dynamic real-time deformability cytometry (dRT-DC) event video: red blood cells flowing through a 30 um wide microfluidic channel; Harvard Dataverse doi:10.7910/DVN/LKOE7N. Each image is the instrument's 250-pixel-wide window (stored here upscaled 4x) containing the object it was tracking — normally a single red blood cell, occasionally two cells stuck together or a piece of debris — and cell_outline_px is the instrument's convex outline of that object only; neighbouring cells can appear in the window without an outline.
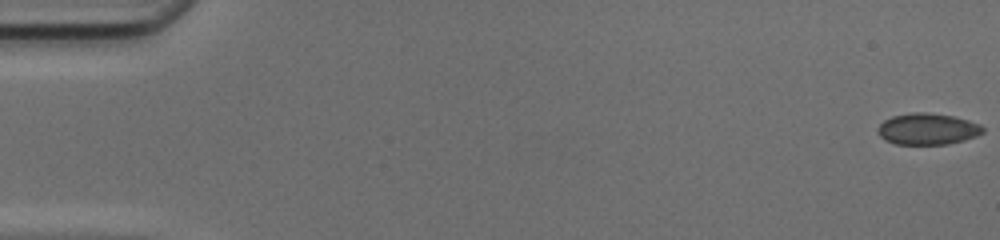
{"species": "common noctule bat (a hibernating species)", "species_latin": "Nyctalus noctula", "temperature_condition": "cold", "stored_images_in_passage": 50, "camera_frame_rate_fps": 3000, "um_per_image_px": 0.085, "animal": {"sex": "female", "body_mass_g": 17.0, "forearm_length_mm": 48.0}, "frame": {"image": 1, "passage_image": 1, "time_ms": 0.0, "image_size_px": [1000, 240], "cell_outline_px": [[984, 132], [976, 136], [964, 140], [948, 144], [896, 144], [884, 140], [876, 132], [876, 128], [884, 120], [892, 116], [912, 112], [924, 112], [956, 116], [980, 124], [984, 128]], "centroid_in_image_um": [78.83, 10.96], "position_along_channel_um": 6.2, "area_um2": 19.42}}
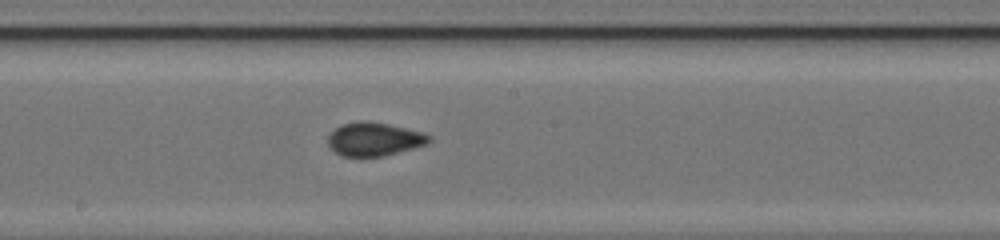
{"frame": {"image": 2, "passage_image": 28, "time_ms": 9.0, "image_size_px": [1000, 240], "cell_outline_px": [[432, 140], [428, 144], [384, 156], [344, 156], [336, 152], [328, 144], [328, 136], [340, 124], [360, 120], [368, 120], [388, 124], [424, 132], [432, 136]], "centroid_in_image_um": [31.85, 11.81], "position_along_channel_um": 216.4, "area_um2": 19.83}}
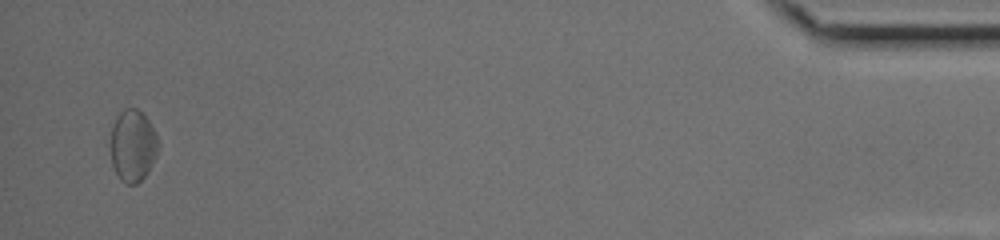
{"frame": {"image": 3, "passage_image": 49, "time_ms": 16.0, "image_size_px": [1000, 240], "cell_outline_px": [[160, 144], [156, 156], [144, 176], [136, 184], [128, 184], [120, 180], [112, 164], [112, 124], [116, 116], [124, 108], [136, 108], [148, 120]], "centroid_in_image_um": [11.29, 12.37], "position_along_channel_um": 423.9, "area_um2": 19.59}, "authors_computed_cell_mechanics": {"area_um2": 19.2474, "velocity_mm_per_s": 4.1856, "shape_relaxation_time_tau1_ms": 7.8631, "shape_relaxation_time_tau2_ms": 1.7794, "deformation_change_tau1": 0.1144, "deformation_change_tau2": 0.061}}